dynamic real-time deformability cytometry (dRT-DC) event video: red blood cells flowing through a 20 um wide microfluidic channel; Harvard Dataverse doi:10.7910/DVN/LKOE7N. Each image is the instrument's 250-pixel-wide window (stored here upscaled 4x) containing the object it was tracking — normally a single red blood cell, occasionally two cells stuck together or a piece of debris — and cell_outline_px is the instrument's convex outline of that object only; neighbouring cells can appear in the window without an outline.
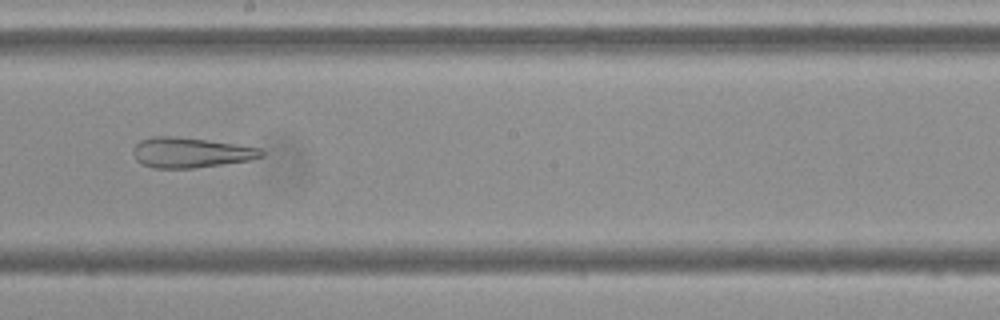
{"species": "Egyptian fruit bat (a non-hibernating species)", "species_latin": "Rousettus aegyptiacus", "temperature_condition": "cold", "stored_images_in_passage": 55, "camera_frame_rate_fps": 3000, "um_per_image_px": 0.085, "frame": {"image": 1, "passage_image": 31, "time_ms": 10.0, "image_size_px": [1000, 320], "cell_outline_px": [[264, 156], [248, 160], [192, 168], [152, 168], [136, 160], [132, 152], [132, 148], [140, 140], [152, 136], [172, 136], [208, 140], [260, 148], [264, 152]], "centroid_in_image_um": [16.15, 12.96], "position_along_channel_um": 232.0, "area_um2": 22.37}}
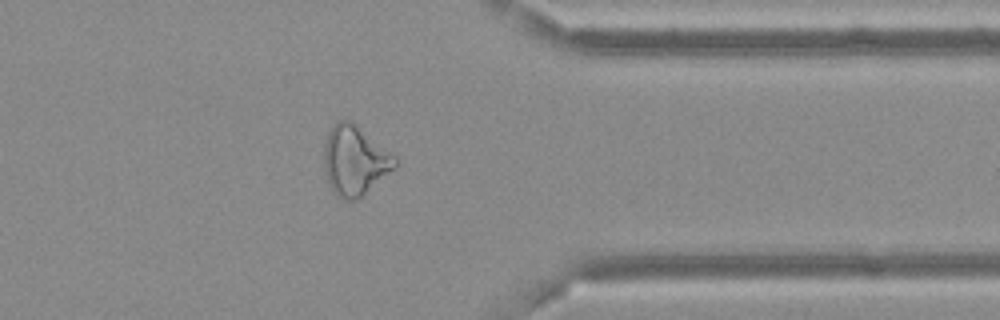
{"frame": {"image": 2, "passage_image": 44, "time_ms": 14.333, "image_size_px": [1000, 320], "cell_outline_px": [[396, 164], [392, 168], [356, 200], [344, 200], [332, 188], [324, 172], [324, 144], [328, 132], [332, 124], [340, 120], [352, 120], [396, 156]], "centroid_in_image_um": [30.12, 13.57], "position_along_channel_um": 381.3, "area_um2": 28.21}}
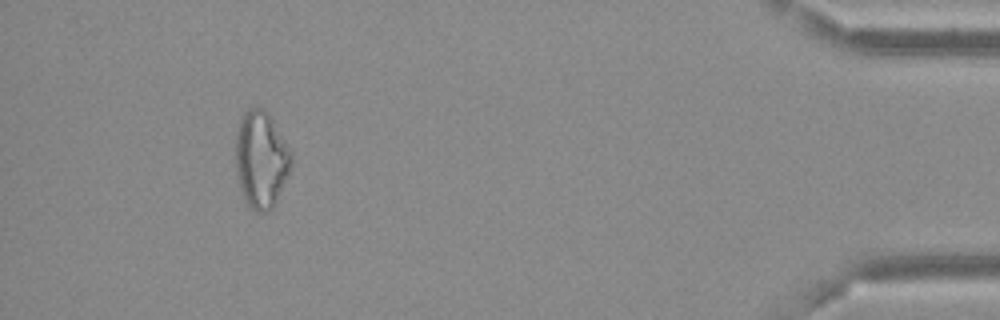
{"frame": {"image": 3, "passage_image": 51, "time_ms": 16.667, "image_size_px": [1000, 320], "cell_outline_px": [[292, 164], [276, 204], [268, 212], [256, 212], [244, 200], [236, 176], [236, 132], [240, 120], [244, 112], [248, 108], [264, 108], [268, 112], [292, 152]], "centroid_in_image_um": [22.2, 13.57], "position_along_channel_um": 413.0, "area_um2": 31.67}, "authors_computed_cell_mechanics": {"area_um2": 29.8826, "velocity_mm_per_s": 3.6815, "shape_relaxation_time_tau1_ms": null, "shape_relaxation_time_tau2_ms": 3.9218, "deformation_change_tau1": null, "deformation_change_tau2": 0.177}}